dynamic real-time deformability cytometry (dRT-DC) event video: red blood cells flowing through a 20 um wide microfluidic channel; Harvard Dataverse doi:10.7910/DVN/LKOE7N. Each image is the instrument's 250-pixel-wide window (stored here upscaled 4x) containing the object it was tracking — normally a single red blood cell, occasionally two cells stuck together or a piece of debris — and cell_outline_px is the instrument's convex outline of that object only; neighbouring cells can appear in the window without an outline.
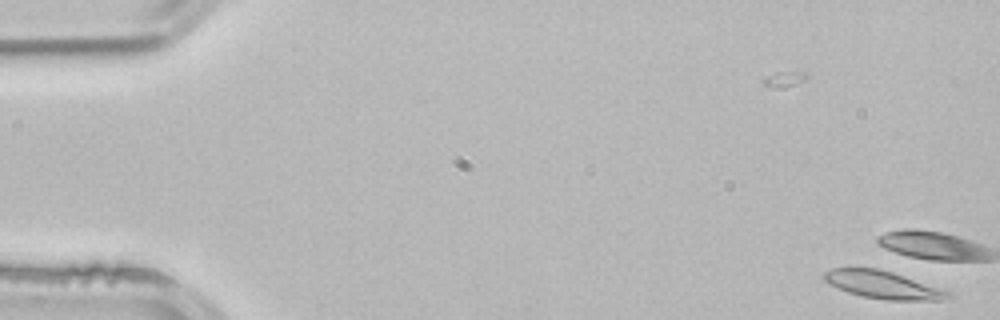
{"species": "common noctule bat (a hibernating species)", "species_latin": "Nyctalus noctula", "temperature_condition": "room temperature", "stored_images_in_passage": 5, "camera_frame_rate_fps": 3000, "um_per_image_px": 0.085, "animal": {"sex": "male", "body_mass_g": 21.5, "forearm_length_mm": 52.0}, "frame": {"image": 1, "passage_image": 1, "time_ms": 0.0, "image_size_px": [1000, 320], "cell_outline_px": [[952, 296], [940, 300], [888, 300], [864, 296], [848, 292], [828, 284], [824, 280], [824, 272], [832, 268], [880, 268], [952, 292]], "centroid_in_image_um": [75.03, 24.2], "position_along_channel_um": 10.0, "area_um2": 19.77}}